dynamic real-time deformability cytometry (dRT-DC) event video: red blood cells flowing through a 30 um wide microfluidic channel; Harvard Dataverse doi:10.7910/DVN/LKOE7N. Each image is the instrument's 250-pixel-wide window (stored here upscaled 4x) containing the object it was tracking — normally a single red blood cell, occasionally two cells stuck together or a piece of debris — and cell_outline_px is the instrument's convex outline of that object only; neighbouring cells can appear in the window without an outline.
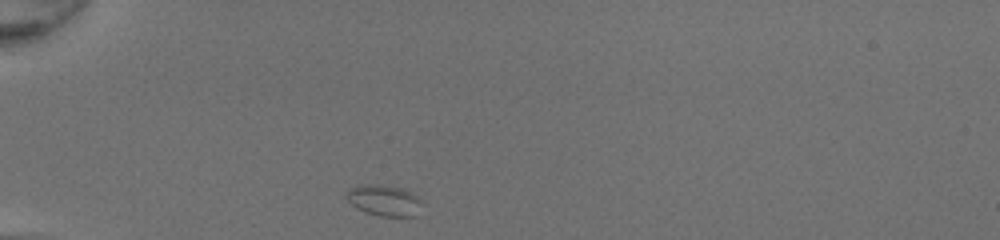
{"species": "common noctule bat (a hibernating species)", "species_latin": "Nyctalus noctula", "temperature_condition": "room temperature", "stored_images_in_passage": 34, "camera_frame_rate_fps": 3000, "um_per_image_px": 0.085, "animal": {"sex": "female", "body_mass_g": 20.0, "forearm_length_mm": 54.0}, "frame": {"image": 1, "passage_image": 1, "time_ms": 0.0, "image_size_px": [1000, 240], "cell_outline_px": [[424, 200], [416, 216], [380, 216], [364, 212], [356, 208], [344, 196], [344, 192], [348, 188], [360, 184], [384, 184], [404, 188], [412, 192]], "centroid_in_image_um": [32.64, 17.0], "position_along_channel_um": 52.4, "area_um2": 14.22}}
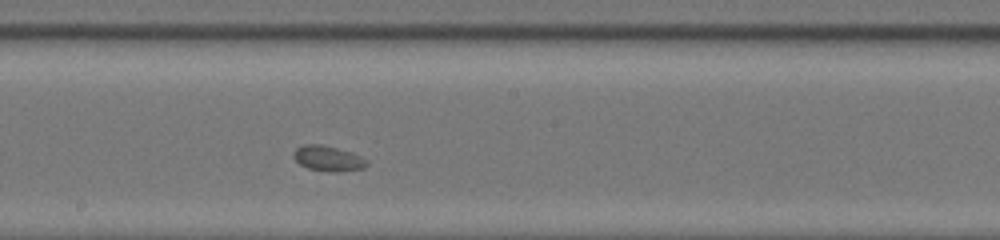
{"frame": {"image": 2, "passage_image": 15, "time_ms": 4.667, "image_size_px": [1000, 240], "cell_outline_px": [[368, 164], [364, 168], [336, 172], [328, 172], [308, 168], [300, 164], [292, 156], [292, 152], [296, 148], [304, 144], [320, 144], [352, 152], [368, 160]], "centroid_in_image_um": [27.88, 13.47], "position_along_channel_um": 220.3, "area_um2": 10.87}}
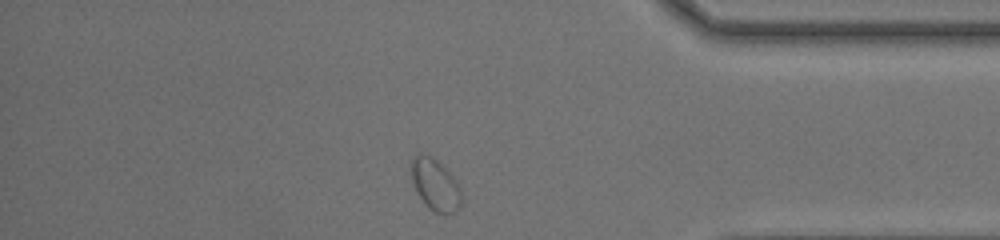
{"frame": {"image": 3, "passage_image": 29, "time_ms": 9.333, "image_size_px": [1000, 240], "cell_outline_px": [[460, 204], [452, 212], [436, 212], [428, 208], [424, 204], [416, 192], [408, 168], [408, 164], [412, 156], [420, 152], [432, 156], [456, 180], [460, 188]], "centroid_in_image_um": [36.89, 15.62], "position_along_channel_um": 398.3, "area_um2": 15.14}}